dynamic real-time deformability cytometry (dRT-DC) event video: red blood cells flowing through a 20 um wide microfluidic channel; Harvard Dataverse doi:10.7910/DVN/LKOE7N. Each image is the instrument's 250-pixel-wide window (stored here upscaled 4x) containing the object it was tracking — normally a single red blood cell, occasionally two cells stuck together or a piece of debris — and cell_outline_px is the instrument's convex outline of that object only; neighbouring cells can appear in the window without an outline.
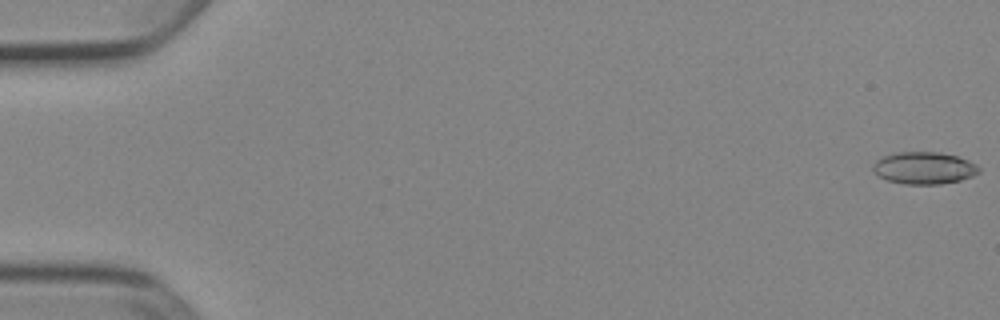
{"species": "Egyptian fruit bat (a non-hibernating species)", "species_latin": "Rousettus aegyptiacus", "temperature_condition": "cold", "stored_images_in_passage": 53, "camera_frame_rate_fps": 3000, "um_per_image_px": 0.085, "animal": {"sex": "female"}, "frame": {"image": 1, "passage_image": 1, "time_ms": 0.0, "image_size_px": [1000, 320], "cell_outline_px": [[980, 172], [972, 176], [960, 180], [940, 184], [904, 184], [888, 180], [880, 176], [872, 168], [872, 164], [876, 160], [884, 156], [896, 152], [940, 152], [956, 156], [968, 160], [976, 164], [980, 168]], "centroid_in_image_um": [78.56, 14.27], "position_along_channel_um": 6.4, "area_um2": 19.77}}
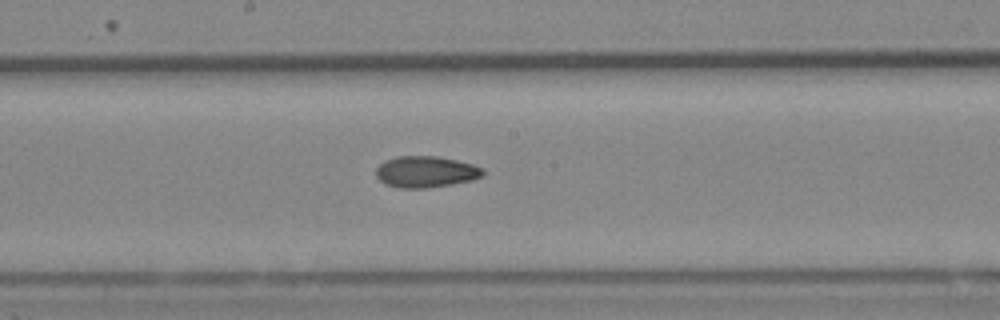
{"frame": {"image": 2, "passage_image": 29, "time_ms": 9.333, "image_size_px": [1000, 320], "cell_outline_px": [[484, 176], [472, 180], [452, 184], [424, 188], [400, 188], [384, 184], [376, 176], [376, 168], [384, 160], [396, 156], [436, 156], [456, 160], [472, 164], [484, 168]], "centroid_in_image_um": [36.19, 14.6], "position_along_channel_um": 212.0, "area_um2": 19.65}}
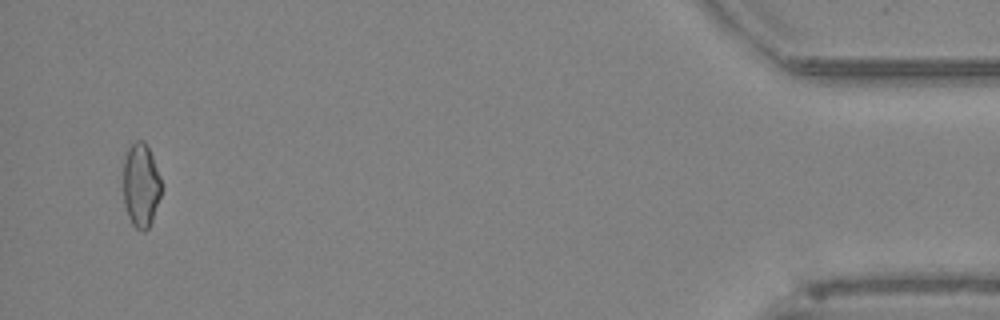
{"frame": {"image": 3, "passage_image": 51, "time_ms": 16.667, "image_size_px": [1000, 320], "cell_outline_px": [[160, 196], [152, 220], [148, 228], [144, 232], [136, 228], [132, 224], [128, 216], [124, 204], [124, 160], [128, 148], [136, 140], [144, 140], [152, 156], [160, 176]], "centroid_in_image_um": [11.97, 15.75], "position_along_channel_um": 423.2, "area_um2": 18.38}, "authors_computed_cell_mechanics": {"area_um2": 19.5364, "velocity_mm_per_s": 3.931, "shape_relaxation_time_tau1_ms": null, "shape_relaxation_time_tau2_ms": 3.7406, "deformation_change_tau1": null, "deformation_change_tau2": 0.0857}}